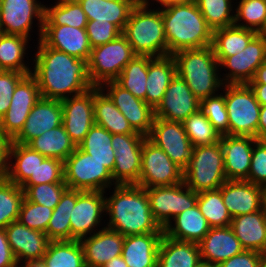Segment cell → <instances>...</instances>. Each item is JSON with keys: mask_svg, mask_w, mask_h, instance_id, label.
I'll return each instance as SVG.
<instances>
[{"mask_svg": "<svg viewBox=\"0 0 266 267\" xmlns=\"http://www.w3.org/2000/svg\"><path fill=\"white\" fill-rule=\"evenodd\" d=\"M216 58L220 72L223 68L226 72L221 75L224 84H248L257 68L266 60V36L258 33L238 54Z\"/></svg>", "mask_w": 266, "mask_h": 267, "instance_id": "4fadbf2b", "label": "cell"}, {"mask_svg": "<svg viewBox=\"0 0 266 267\" xmlns=\"http://www.w3.org/2000/svg\"><path fill=\"white\" fill-rule=\"evenodd\" d=\"M100 87L113 100L132 129L147 137L155 118L154 109L144 100L135 97L131 92L119 86L115 81L104 82Z\"/></svg>", "mask_w": 266, "mask_h": 267, "instance_id": "d6986e66", "label": "cell"}, {"mask_svg": "<svg viewBox=\"0 0 266 267\" xmlns=\"http://www.w3.org/2000/svg\"><path fill=\"white\" fill-rule=\"evenodd\" d=\"M5 232L18 264L41 260L51 242L46 233L30 229L18 220L10 223Z\"/></svg>", "mask_w": 266, "mask_h": 267, "instance_id": "7402d4cb", "label": "cell"}, {"mask_svg": "<svg viewBox=\"0 0 266 267\" xmlns=\"http://www.w3.org/2000/svg\"><path fill=\"white\" fill-rule=\"evenodd\" d=\"M261 34H263L264 36H266V26H265L264 30L261 32Z\"/></svg>", "mask_w": 266, "mask_h": 267, "instance_id": "2644e50d", "label": "cell"}, {"mask_svg": "<svg viewBox=\"0 0 266 267\" xmlns=\"http://www.w3.org/2000/svg\"><path fill=\"white\" fill-rule=\"evenodd\" d=\"M216 267H260V252L244 250L242 253L221 262Z\"/></svg>", "mask_w": 266, "mask_h": 267, "instance_id": "6f0895ef", "label": "cell"}, {"mask_svg": "<svg viewBox=\"0 0 266 267\" xmlns=\"http://www.w3.org/2000/svg\"><path fill=\"white\" fill-rule=\"evenodd\" d=\"M27 145L44 157L58 159L63 162L76 149V145L71 141L63 124L45 131L42 135L32 139Z\"/></svg>", "mask_w": 266, "mask_h": 267, "instance_id": "8d00e7d4", "label": "cell"}, {"mask_svg": "<svg viewBox=\"0 0 266 267\" xmlns=\"http://www.w3.org/2000/svg\"><path fill=\"white\" fill-rule=\"evenodd\" d=\"M152 215L164 229L178 214L197 205V193L184 182L146 189Z\"/></svg>", "mask_w": 266, "mask_h": 267, "instance_id": "7c38bea8", "label": "cell"}, {"mask_svg": "<svg viewBox=\"0 0 266 267\" xmlns=\"http://www.w3.org/2000/svg\"><path fill=\"white\" fill-rule=\"evenodd\" d=\"M182 123L193 147L211 145L221 140L222 136L200 109Z\"/></svg>", "mask_w": 266, "mask_h": 267, "instance_id": "c3c4849f", "label": "cell"}, {"mask_svg": "<svg viewBox=\"0 0 266 267\" xmlns=\"http://www.w3.org/2000/svg\"><path fill=\"white\" fill-rule=\"evenodd\" d=\"M260 105H266V84H248Z\"/></svg>", "mask_w": 266, "mask_h": 267, "instance_id": "6125c7cd", "label": "cell"}, {"mask_svg": "<svg viewBox=\"0 0 266 267\" xmlns=\"http://www.w3.org/2000/svg\"><path fill=\"white\" fill-rule=\"evenodd\" d=\"M172 55L153 57L148 64L145 102L155 109L164 97L171 80L176 75Z\"/></svg>", "mask_w": 266, "mask_h": 267, "instance_id": "d6a6232c", "label": "cell"}, {"mask_svg": "<svg viewBox=\"0 0 266 267\" xmlns=\"http://www.w3.org/2000/svg\"><path fill=\"white\" fill-rule=\"evenodd\" d=\"M197 205L211 228L230 226L232 217L224 205L221 187L197 193Z\"/></svg>", "mask_w": 266, "mask_h": 267, "instance_id": "ee69618b", "label": "cell"}, {"mask_svg": "<svg viewBox=\"0 0 266 267\" xmlns=\"http://www.w3.org/2000/svg\"><path fill=\"white\" fill-rule=\"evenodd\" d=\"M176 73L192 93L201 101L217 95L224 86L219 62L210 46L197 49H184L174 53Z\"/></svg>", "mask_w": 266, "mask_h": 267, "instance_id": "277c9868", "label": "cell"}, {"mask_svg": "<svg viewBox=\"0 0 266 267\" xmlns=\"http://www.w3.org/2000/svg\"><path fill=\"white\" fill-rule=\"evenodd\" d=\"M198 243L179 241L163 234L158 250L157 267H200Z\"/></svg>", "mask_w": 266, "mask_h": 267, "instance_id": "4dcf8cb0", "label": "cell"}, {"mask_svg": "<svg viewBox=\"0 0 266 267\" xmlns=\"http://www.w3.org/2000/svg\"><path fill=\"white\" fill-rule=\"evenodd\" d=\"M124 239V235L106 227L80 239L86 267H102L122 255Z\"/></svg>", "mask_w": 266, "mask_h": 267, "instance_id": "4316f807", "label": "cell"}, {"mask_svg": "<svg viewBox=\"0 0 266 267\" xmlns=\"http://www.w3.org/2000/svg\"><path fill=\"white\" fill-rule=\"evenodd\" d=\"M200 109V100L177 74L171 80L164 97L154 109L156 118L183 122Z\"/></svg>", "mask_w": 266, "mask_h": 267, "instance_id": "ffe728a7", "label": "cell"}, {"mask_svg": "<svg viewBox=\"0 0 266 267\" xmlns=\"http://www.w3.org/2000/svg\"><path fill=\"white\" fill-rule=\"evenodd\" d=\"M108 190L111 195L105 196V220L109 221L105 222L106 228L124 236L163 233L152 215L145 188L136 184H117Z\"/></svg>", "mask_w": 266, "mask_h": 267, "instance_id": "7a4b0ae2", "label": "cell"}, {"mask_svg": "<svg viewBox=\"0 0 266 267\" xmlns=\"http://www.w3.org/2000/svg\"><path fill=\"white\" fill-rule=\"evenodd\" d=\"M23 199L24 191L20 186L7 179L0 180V229L18 220Z\"/></svg>", "mask_w": 266, "mask_h": 267, "instance_id": "7dc6e473", "label": "cell"}, {"mask_svg": "<svg viewBox=\"0 0 266 267\" xmlns=\"http://www.w3.org/2000/svg\"><path fill=\"white\" fill-rule=\"evenodd\" d=\"M234 1L235 0H195L201 14L213 31L234 25Z\"/></svg>", "mask_w": 266, "mask_h": 267, "instance_id": "f6af8a7d", "label": "cell"}, {"mask_svg": "<svg viewBox=\"0 0 266 267\" xmlns=\"http://www.w3.org/2000/svg\"><path fill=\"white\" fill-rule=\"evenodd\" d=\"M88 21L110 22L123 31L133 8L139 0H77Z\"/></svg>", "mask_w": 266, "mask_h": 267, "instance_id": "1f68e13d", "label": "cell"}, {"mask_svg": "<svg viewBox=\"0 0 266 267\" xmlns=\"http://www.w3.org/2000/svg\"><path fill=\"white\" fill-rule=\"evenodd\" d=\"M40 0H0V33L21 35L30 40L34 27L41 39L45 15L44 2ZM36 19V20H35ZM36 22L35 26L34 23ZM32 30V31H31Z\"/></svg>", "mask_w": 266, "mask_h": 267, "instance_id": "30bf717a", "label": "cell"}, {"mask_svg": "<svg viewBox=\"0 0 266 267\" xmlns=\"http://www.w3.org/2000/svg\"><path fill=\"white\" fill-rule=\"evenodd\" d=\"M11 142L12 140L0 130V180L6 179L7 176Z\"/></svg>", "mask_w": 266, "mask_h": 267, "instance_id": "91938a15", "label": "cell"}, {"mask_svg": "<svg viewBox=\"0 0 266 267\" xmlns=\"http://www.w3.org/2000/svg\"><path fill=\"white\" fill-rule=\"evenodd\" d=\"M53 209L23 199L18 221L30 229L45 233L51 219Z\"/></svg>", "mask_w": 266, "mask_h": 267, "instance_id": "816d5d0a", "label": "cell"}, {"mask_svg": "<svg viewBox=\"0 0 266 267\" xmlns=\"http://www.w3.org/2000/svg\"><path fill=\"white\" fill-rule=\"evenodd\" d=\"M54 182H64L63 161L46 157L39 164L35 175L30 176L22 185H38Z\"/></svg>", "mask_w": 266, "mask_h": 267, "instance_id": "f5cc1de1", "label": "cell"}, {"mask_svg": "<svg viewBox=\"0 0 266 267\" xmlns=\"http://www.w3.org/2000/svg\"><path fill=\"white\" fill-rule=\"evenodd\" d=\"M62 124L71 141L78 147L94 122V86L84 93L61 100Z\"/></svg>", "mask_w": 266, "mask_h": 267, "instance_id": "ac0fdd59", "label": "cell"}, {"mask_svg": "<svg viewBox=\"0 0 266 267\" xmlns=\"http://www.w3.org/2000/svg\"><path fill=\"white\" fill-rule=\"evenodd\" d=\"M85 29L91 48L113 41L122 34V31L115 24L108 21H87Z\"/></svg>", "mask_w": 266, "mask_h": 267, "instance_id": "db71d44e", "label": "cell"}, {"mask_svg": "<svg viewBox=\"0 0 266 267\" xmlns=\"http://www.w3.org/2000/svg\"><path fill=\"white\" fill-rule=\"evenodd\" d=\"M102 267H128L124 261L122 255L111 259L109 262L105 263Z\"/></svg>", "mask_w": 266, "mask_h": 267, "instance_id": "03108f58", "label": "cell"}, {"mask_svg": "<svg viewBox=\"0 0 266 267\" xmlns=\"http://www.w3.org/2000/svg\"><path fill=\"white\" fill-rule=\"evenodd\" d=\"M257 139H266V105L260 107Z\"/></svg>", "mask_w": 266, "mask_h": 267, "instance_id": "94428289", "label": "cell"}, {"mask_svg": "<svg viewBox=\"0 0 266 267\" xmlns=\"http://www.w3.org/2000/svg\"><path fill=\"white\" fill-rule=\"evenodd\" d=\"M258 32L232 25L213 31L211 47L216 57H228L243 51Z\"/></svg>", "mask_w": 266, "mask_h": 267, "instance_id": "74e56055", "label": "cell"}, {"mask_svg": "<svg viewBox=\"0 0 266 267\" xmlns=\"http://www.w3.org/2000/svg\"><path fill=\"white\" fill-rule=\"evenodd\" d=\"M78 190L67 188L53 209L46 235L51 241L71 240L70 214L75 207Z\"/></svg>", "mask_w": 266, "mask_h": 267, "instance_id": "f35d334b", "label": "cell"}, {"mask_svg": "<svg viewBox=\"0 0 266 267\" xmlns=\"http://www.w3.org/2000/svg\"><path fill=\"white\" fill-rule=\"evenodd\" d=\"M227 178L220 141L195 146L188 166L183 170V182L196 193L219 189Z\"/></svg>", "mask_w": 266, "mask_h": 267, "instance_id": "8992f818", "label": "cell"}, {"mask_svg": "<svg viewBox=\"0 0 266 267\" xmlns=\"http://www.w3.org/2000/svg\"><path fill=\"white\" fill-rule=\"evenodd\" d=\"M147 138L160 147L183 170L188 166L193 146L182 122L155 117Z\"/></svg>", "mask_w": 266, "mask_h": 267, "instance_id": "2e32d148", "label": "cell"}, {"mask_svg": "<svg viewBox=\"0 0 266 267\" xmlns=\"http://www.w3.org/2000/svg\"><path fill=\"white\" fill-rule=\"evenodd\" d=\"M41 98L36 79L26 75L16 86L7 112L0 118V130L11 140L21 131L32 108Z\"/></svg>", "mask_w": 266, "mask_h": 267, "instance_id": "e0dca14e", "label": "cell"}, {"mask_svg": "<svg viewBox=\"0 0 266 267\" xmlns=\"http://www.w3.org/2000/svg\"><path fill=\"white\" fill-rule=\"evenodd\" d=\"M248 84H266V60L257 68L253 79Z\"/></svg>", "mask_w": 266, "mask_h": 267, "instance_id": "be15d7a7", "label": "cell"}, {"mask_svg": "<svg viewBox=\"0 0 266 267\" xmlns=\"http://www.w3.org/2000/svg\"><path fill=\"white\" fill-rule=\"evenodd\" d=\"M18 267H46L43 260H34V261H28L25 263H21L18 265Z\"/></svg>", "mask_w": 266, "mask_h": 267, "instance_id": "003e7915", "label": "cell"}, {"mask_svg": "<svg viewBox=\"0 0 266 267\" xmlns=\"http://www.w3.org/2000/svg\"><path fill=\"white\" fill-rule=\"evenodd\" d=\"M188 1H190V0H153V1L152 0L151 1L150 0H139V2L142 5L150 7V8L154 7L153 5H154L155 2H156L155 5H156L157 8H163V7H166L168 5L175 4V3L188 2ZM152 2H154V3L152 4ZM157 4L160 5V7Z\"/></svg>", "mask_w": 266, "mask_h": 267, "instance_id": "e7e4bbea", "label": "cell"}, {"mask_svg": "<svg viewBox=\"0 0 266 267\" xmlns=\"http://www.w3.org/2000/svg\"><path fill=\"white\" fill-rule=\"evenodd\" d=\"M122 35L136 55H167L166 34L160 8H150L138 2L125 24Z\"/></svg>", "mask_w": 266, "mask_h": 267, "instance_id": "5b68a950", "label": "cell"}, {"mask_svg": "<svg viewBox=\"0 0 266 267\" xmlns=\"http://www.w3.org/2000/svg\"><path fill=\"white\" fill-rule=\"evenodd\" d=\"M210 228L196 205L175 216L163 229V234L174 240L199 243Z\"/></svg>", "mask_w": 266, "mask_h": 267, "instance_id": "f546056e", "label": "cell"}, {"mask_svg": "<svg viewBox=\"0 0 266 267\" xmlns=\"http://www.w3.org/2000/svg\"><path fill=\"white\" fill-rule=\"evenodd\" d=\"M222 93L229 120V135L257 138L260 103L248 84H224Z\"/></svg>", "mask_w": 266, "mask_h": 267, "instance_id": "52a82bcc", "label": "cell"}, {"mask_svg": "<svg viewBox=\"0 0 266 267\" xmlns=\"http://www.w3.org/2000/svg\"><path fill=\"white\" fill-rule=\"evenodd\" d=\"M145 136L134 134H112L115 164L111 173L116 184H138L141 172L142 145Z\"/></svg>", "mask_w": 266, "mask_h": 267, "instance_id": "9a60e30c", "label": "cell"}, {"mask_svg": "<svg viewBox=\"0 0 266 267\" xmlns=\"http://www.w3.org/2000/svg\"><path fill=\"white\" fill-rule=\"evenodd\" d=\"M257 140L252 136L223 135L221 137L220 143L227 180H246L248 178L252 150Z\"/></svg>", "mask_w": 266, "mask_h": 267, "instance_id": "603a6c76", "label": "cell"}, {"mask_svg": "<svg viewBox=\"0 0 266 267\" xmlns=\"http://www.w3.org/2000/svg\"><path fill=\"white\" fill-rule=\"evenodd\" d=\"M247 181L259 185H266V139H258L253 146L251 166Z\"/></svg>", "mask_w": 266, "mask_h": 267, "instance_id": "11a10c76", "label": "cell"}, {"mask_svg": "<svg viewBox=\"0 0 266 267\" xmlns=\"http://www.w3.org/2000/svg\"><path fill=\"white\" fill-rule=\"evenodd\" d=\"M47 47L78 59L90 58L91 46L85 28L72 26H43L40 39Z\"/></svg>", "mask_w": 266, "mask_h": 267, "instance_id": "484cf974", "label": "cell"}, {"mask_svg": "<svg viewBox=\"0 0 266 267\" xmlns=\"http://www.w3.org/2000/svg\"><path fill=\"white\" fill-rule=\"evenodd\" d=\"M200 267H214V266H208V265H201Z\"/></svg>", "mask_w": 266, "mask_h": 267, "instance_id": "8c879c8a", "label": "cell"}, {"mask_svg": "<svg viewBox=\"0 0 266 267\" xmlns=\"http://www.w3.org/2000/svg\"><path fill=\"white\" fill-rule=\"evenodd\" d=\"M112 134L105 128L94 124L78 148L102 163L111 173L115 164V151L112 148Z\"/></svg>", "mask_w": 266, "mask_h": 267, "instance_id": "ab89813d", "label": "cell"}, {"mask_svg": "<svg viewBox=\"0 0 266 267\" xmlns=\"http://www.w3.org/2000/svg\"><path fill=\"white\" fill-rule=\"evenodd\" d=\"M230 227L245 250L261 252L266 249V212L264 208L232 218Z\"/></svg>", "mask_w": 266, "mask_h": 267, "instance_id": "f1b7e54d", "label": "cell"}, {"mask_svg": "<svg viewBox=\"0 0 266 267\" xmlns=\"http://www.w3.org/2000/svg\"><path fill=\"white\" fill-rule=\"evenodd\" d=\"M198 245L202 264L214 267L245 250L230 226L210 228Z\"/></svg>", "mask_w": 266, "mask_h": 267, "instance_id": "d4e9b609", "label": "cell"}, {"mask_svg": "<svg viewBox=\"0 0 266 267\" xmlns=\"http://www.w3.org/2000/svg\"><path fill=\"white\" fill-rule=\"evenodd\" d=\"M224 205L232 218L263 208V188L247 180H227L221 186Z\"/></svg>", "mask_w": 266, "mask_h": 267, "instance_id": "cb8c5ba5", "label": "cell"}, {"mask_svg": "<svg viewBox=\"0 0 266 267\" xmlns=\"http://www.w3.org/2000/svg\"><path fill=\"white\" fill-rule=\"evenodd\" d=\"M49 6L45 5L43 26H72L86 28L87 18L77 0H56Z\"/></svg>", "mask_w": 266, "mask_h": 267, "instance_id": "60d3db41", "label": "cell"}, {"mask_svg": "<svg viewBox=\"0 0 266 267\" xmlns=\"http://www.w3.org/2000/svg\"><path fill=\"white\" fill-rule=\"evenodd\" d=\"M106 194L102 191L78 190V198L70 214L71 240H80L106 227Z\"/></svg>", "mask_w": 266, "mask_h": 267, "instance_id": "5bb4252c", "label": "cell"}, {"mask_svg": "<svg viewBox=\"0 0 266 267\" xmlns=\"http://www.w3.org/2000/svg\"><path fill=\"white\" fill-rule=\"evenodd\" d=\"M45 158L28 145L11 142L6 179L21 186L30 176L35 175L36 169Z\"/></svg>", "mask_w": 266, "mask_h": 267, "instance_id": "d590c367", "label": "cell"}, {"mask_svg": "<svg viewBox=\"0 0 266 267\" xmlns=\"http://www.w3.org/2000/svg\"><path fill=\"white\" fill-rule=\"evenodd\" d=\"M34 47L37 51L31 57V75L37 81L41 97L61 101L94 86L87 60L47 47L41 40Z\"/></svg>", "mask_w": 266, "mask_h": 267, "instance_id": "6da1fadb", "label": "cell"}, {"mask_svg": "<svg viewBox=\"0 0 266 267\" xmlns=\"http://www.w3.org/2000/svg\"><path fill=\"white\" fill-rule=\"evenodd\" d=\"M263 188V208L266 212V185L262 187Z\"/></svg>", "mask_w": 266, "mask_h": 267, "instance_id": "89a4df30", "label": "cell"}, {"mask_svg": "<svg viewBox=\"0 0 266 267\" xmlns=\"http://www.w3.org/2000/svg\"><path fill=\"white\" fill-rule=\"evenodd\" d=\"M234 25L261 33L266 26V0H235Z\"/></svg>", "mask_w": 266, "mask_h": 267, "instance_id": "bcb514c9", "label": "cell"}, {"mask_svg": "<svg viewBox=\"0 0 266 267\" xmlns=\"http://www.w3.org/2000/svg\"><path fill=\"white\" fill-rule=\"evenodd\" d=\"M135 56L122 34L113 41L92 48L87 61L91 83L100 87L104 82L114 81Z\"/></svg>", "mask_w": 266, "mask_h": 267, "instance_id": "9c48e42d", "label": "cell"}, {"mask_svg": "<svg viewBox=\"0 0 266 267\" xmlns=\"http://www.w3.org/2000/svg\"><path fill=\"white\" fill-rule=\"evenodd\" d=\"M160 9L166 34L167 55L211 45L213 30L208 26L195 0Z\"/></svg>", "mask_w": 266, "mask_h": 267, "instance_id": "3957f363", "label": "cell"}, {"mask_svg": "<svg viewBox=\"0 0 266 267\" xmlns=\"http://www.w3.org/2000/svg\"><path fill=\"white\" fill-rule=\"evenodd\" d=\"M63 172L64 182L70 189L106 192L117 185L102 163L78 147L63 162Z\"/></svg>", "mask_w": 266, "mask_h": 267, "instance_id": "ba28073f", "label": "cell"}, {"mask_svg": "<svg viewBox=\"0 0 266 267\" xmlns=\"http://www.w3.org/2000/svg\"><path fill=\"white\" fill-rule=\"evenodd\" d=\"M260 267H266V249L260 252Z\"/></svg>", "mask_w": 266, "mask_h": 267, "instance_id": "a7ac6f4b", "label": "cell"}, {"mask_svg": "<svg viewBox=\"0 0 266 267\" xmlns=\"http://www.w3.org/2000/svg\"><path fill=\"white\" fill-rule=\"evenodd\" d=\"M94 122L111 134L136 133L113 100L99 86H94Z\"/></svg>", "mask_w": 266, "mask_h": 267, "instance_id": "836d02e7", "label": "cell"}, {"mask_svg": "<svg viewBox=\"0 0 266 267\" xmlns=\"http://www.w3.org/2000/svg\"><path fill=\"white\" fill-rule=\"evenodd\" d=\"M63 111L60 100L41 97L28 115L21 131L12 142L27 145L45 131L62 125Z\"/></svg>", "mask_w": 266, "mask_h": 267, "instance_id": "44dd1931", "label": "cell"}, {"mask_svg": "<svg viewBox=\"0 0 266 267\" xmlns=\"http://www.w3.org/2000/svg\"><path fill=\"white\" fill-rule=\"evenodd\" d=\"M163 233L125 236L122 257L128 267H157L159 243Z\"/></svg>", "mask_w": 266, "mask_h": 267, "instance_id": "83f0119b", "label": "cell"}, {"mask_svg": "<svg viewBox=\"0 0 266 267\" xmlns=\"http://www.w3.org/2000/svg\"><path fill=\"white\" fill-rule=\"evenodd\" d=\"M153 57L136 55L114 80L119 86L145 101L148 64Z\"/></svg>", "mask_w": 266, "mask_h": 267, "instance_id": "7bdbcfd3", "label": "cell"}, {"mask_svg": "<svg viewBox=\"0 0 266 267\" xmlns=\"http://www.w3.org/2000/svg\"><path fill=\"white\" fill-rule=\"evenodd\" d=\"M29 41L31 40L21 35L0 33V70L31 74L32 62L29 64L27 61L31 60L27 56L32 45ZM25 57L27 60H24Z\"/></svg>", "mask_w": 266, "mask_h": 267, "instance_id": "e575fe53", "label": "cell"}, {"mask_svg": "<svg viewBox=\"0 0 266 267\" xmlns=\"http://www.w3.org/2000/svg\"><path fill=\"white\" fill-rule=\"evenodd\" d=\"M18 265L7 240L5 229H0V267H18Z\"/></svg>", "mask_w": 266, "mask_h": 267, "instance_id": "680465c9", "label": "cell"}, {"mask_svg": "<svg viewBox=\"0 0 266 267\" xmlns=\"http://www.w3.org/2000/svg\"><path fill=\"white\" fill-rule=\"evenodd\" d=\"M183 182V169L158 146L145 137L142 145L138 186L145 189Z\"/></svg>", "mask_w": 266, "mask_h": 267, "instance_id": "8fae6325", "label": "cell"}, {"mask_svg": "<svg viewBox=\"0 0 266 267\" xmlns=\"http://www.w3.org/2000/svg\"><path fill=\"white\" fill-rule=\"evenodd\" d=\"M200 110L221 136L229 135L228 113L225 105V95L222 92L201 100Z\"/></svg>", "mask_w": 266, "mask_h": 267, "instance_id": "f907efd6", "label": "cell"}, {"mask_svg": "<svg viewBox=\"0 0 266 267\" xmlns=\"http://www.w3.org/2000/svg\"><path fill=\"white\" fill-rule=\"evenodd\" d=\"M26 76L16 71L0 70V118L7 112L17 84Z\"/></svg>", "mask_w": 266, "mask_h": 267, "instance_id": "9f6ffc18", "label": "cell"}, {"mask_svg": "<svg viewBox=\"0 0 266 267\" xmlns=\"http://www.w3.org/2000/svg\"><path fill=\"white\" fill-rule=\"evenodd\" d=\"M24 198L54 209L60 201L64 191L68 188L65 182L42 183L38 185H21Z\"/></svg>", "mask_w": 266, "mask_h": 267, "instance_id": "681fc988", "label": "cell"}, {"mask_svg": "<svg viewBox=\"0 0 266 267\" xmlns=\"http://www.w3.org/2000/svg\"><path fill=\"white\" fill-rule=\"evenodd\" d=\"M42 260L46 267H86L79 240L51 241Z\"/></svg>", "mask_w": 266, "mask_h": 267, "instance_id": "b9f144b4", "label": "cell"}]
</instances>
